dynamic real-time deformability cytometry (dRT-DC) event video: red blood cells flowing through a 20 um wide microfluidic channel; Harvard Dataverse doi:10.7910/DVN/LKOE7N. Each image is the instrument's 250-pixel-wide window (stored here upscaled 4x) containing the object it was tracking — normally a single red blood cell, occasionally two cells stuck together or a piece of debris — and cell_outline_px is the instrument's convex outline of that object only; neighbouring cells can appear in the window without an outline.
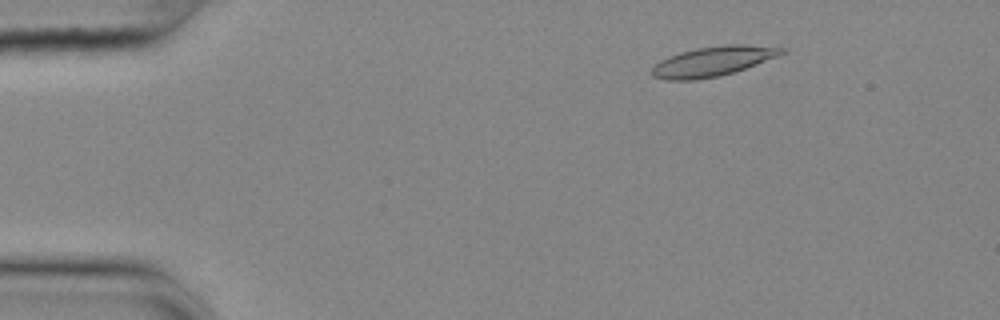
{"species": "common noctule bat (a hibernating species)", "species_latin": "Nyctalus noctula", "temperature_condition": "cold", "stored_images_in_passage": 56, "camera_frame_rate_fps": 3000, "um_per_image_px": 0.085, "animal": {"sex": "female", "body_mass_g": 25.1}, "frame": {"image": 1, "passage_image": 8, "time_ms": 2.333, "image_size_px": [1000, 320], "cell_outline_px": [[788, 48], [784, 52], [776, 56], [756, 64], [720, 76], [696, 80], [664, 80], [652, 76], [652, 68], [660, 60], [668, 56], [680, 52], [696, 48], [724, 44], [744, 44]], "centroid_in_image_um": [60.56, 5.21], "position_along_channel_um": 24.4, "area_um2": 22.43}}
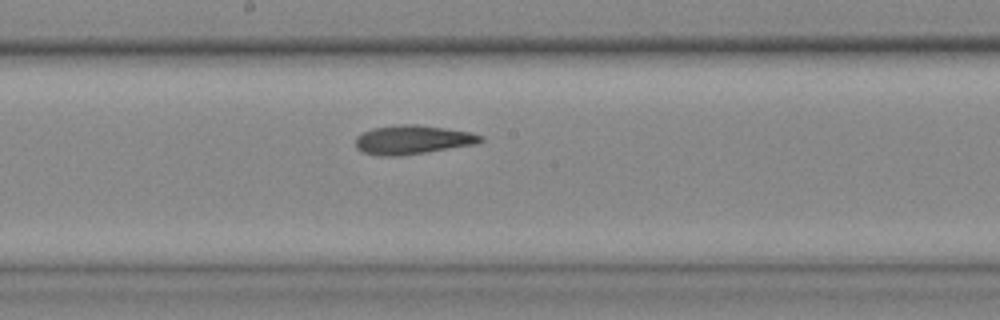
{"frame": {"image": 2, "passage_image": 30, "time_ms": 9.667, "image_size_px": [1000, 320], "cell_outline_px": [[484, 140], [476, 144], [424, 152], [396, 156], [380, 156], [364, 152], [356, 148], [356, 136], [372, 128], [400, 124], [416, 124], [444, 128], [468, 132], [484, 136]], "centroid_in_image_um": [35.05, 11.87], "position_along_channel_um": 213.1, "area_um2": 20.87}}
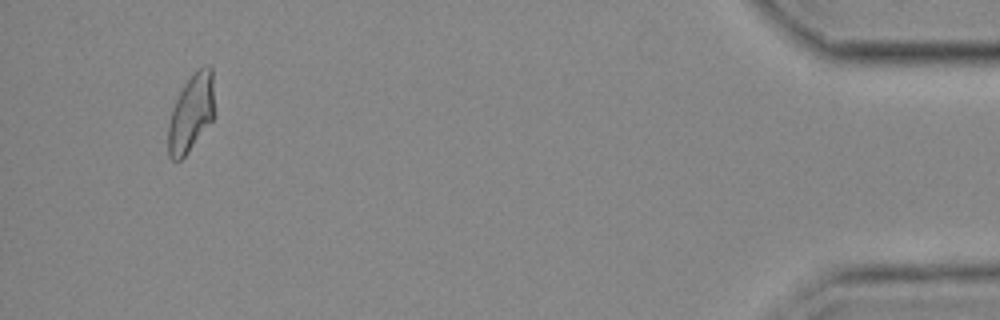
{"frame": {"image": 3, "passage_image": 53, "time_ms": 17.333, "image_size_px": [1000, 320], "cell_outline_px": [[216, 116], [188, 152], [180, 160], [172, 160], [168, 156], [168, 124], [172, 108], [180, 92], [196, 68], [204, 64], [208, 64], [212, 68]], "centroid_in_image_um": [16.29, 9.57], "position_along_channel_um": 418.9, "area_um2": 21.33}, "authors_computed_cell_mechanics": {"area_um2": 21.1548, "velocity_mm_per_s": 3.6146, "shape_relaxation_time_tau1_ms": null, "shape_relaxation_time_tau2_ms": 2.9874, "deformation_change_tau1": null, "deformation_change_tau2": 0.1093}}